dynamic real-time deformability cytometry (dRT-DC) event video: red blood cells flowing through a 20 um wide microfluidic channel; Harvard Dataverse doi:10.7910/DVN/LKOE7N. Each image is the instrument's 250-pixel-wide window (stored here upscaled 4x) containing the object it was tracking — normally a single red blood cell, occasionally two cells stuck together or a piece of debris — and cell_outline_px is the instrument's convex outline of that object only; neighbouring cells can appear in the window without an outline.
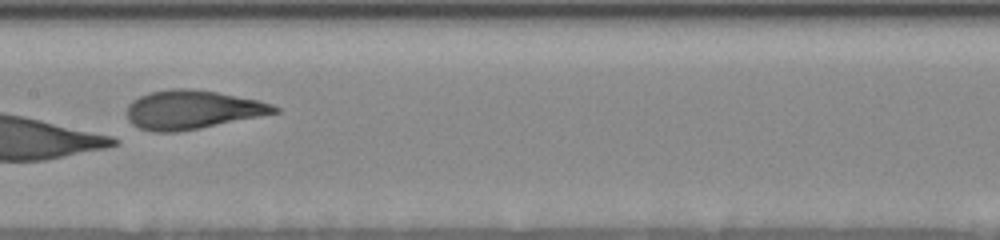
{"species": "human", "species_latin": "Homo sapiens", "temperature_condition": "room temperature", "stored_images_in_passage": 27, "camera_frame_rate_fps": 3000, "um_per_image_px": 0.085, "donor": {"sex": "female"}, "frame": {"image": 1, "passage_image": 16, "time_ms": 8.0, "image_size_px": [1000, 240], "cell_outline_px": [[280, 112], [200, 128], [176, 132], [156, 132], [140, 128], [132, 124], [128, 120], [128, 104], [132, 100], [148, 92], [172, 88], [192, 88], [216, 92], [256, 100], [272, 104], [280, 108]], "centroid_in_image_um": [16.32, 9.32], "position_along_channel_um": 191.1, "area_um2": 33.18}, "authors_computed_cell_mechanics": {"area_um2": 39.5352, "velocity_mm_per_s": 3.8305, "shape_relaxation_time_tau1_ms": 4.3921, "shape_relaxation_time_tau2_ms": null, "deformation_change_tau1": 0.1901, "deformation_change_tau2": null}}